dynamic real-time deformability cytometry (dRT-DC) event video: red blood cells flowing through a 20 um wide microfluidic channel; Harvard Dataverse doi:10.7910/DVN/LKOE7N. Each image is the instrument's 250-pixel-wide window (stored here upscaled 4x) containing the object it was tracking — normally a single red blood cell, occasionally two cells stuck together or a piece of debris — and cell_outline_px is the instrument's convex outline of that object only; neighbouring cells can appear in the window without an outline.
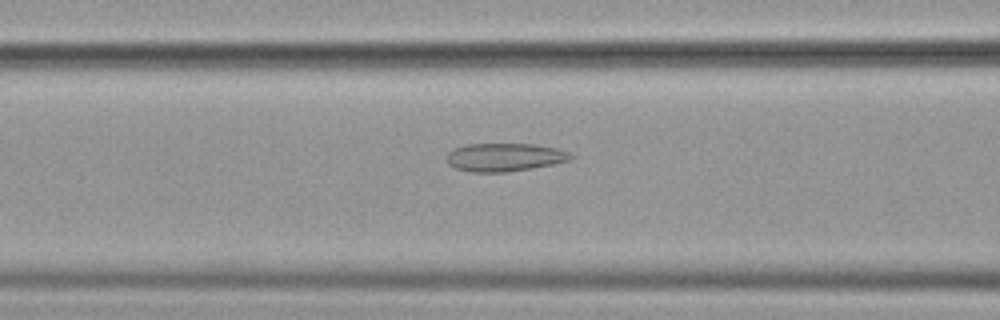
{"species": "common noctule bat (a hibernating species)", "species_latin": "Nyctalus noctula", "temperature_condition": "cold", "stored_images_in_passage": 47, "camera_frame_rate_fps": 3000, "um_per_image_px": 0.085, "animal": {"sex": "female", "body_mass_g": 19.9}, "frame": {"image": 1, "passage_image": 14, "time_ms": 4.333, "image_size_px": [1000, 320], "cell_outline_px": [[572, 160], [556, 164], [532, 168], [504, 172], [472, 172], [456, 168], [448, 164], [448, 152], [456, 148], [468, 144], [532, 144], [556, 148], [568, 152], [572, 156]], "centroid_in_image_um": [42.92, 13.37], "position_along_channel_um": 123.7, "area_um2": 20.23}}
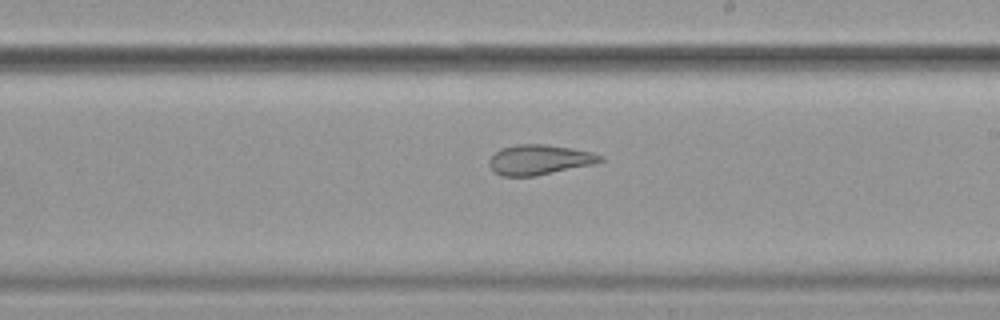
{"frame": {"image": 2, "passage_image": 24, "time_ms": 7.667, "image_size_px": [1000, 320], "cell_outline_px": [[604, 160], [596, 164], [536, 176], [500, 176], [488, 164], [488, 160], [500, 148], [516, 144], [544, 144], [592, 152], [604, 156]], "centroid_in_image_um": [45.86, 13.58], "position_along_channel_um": 243.1, "area_um2": 19.54}}
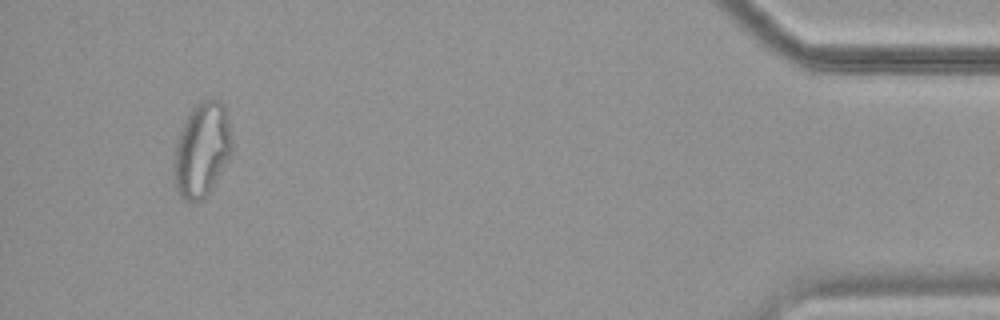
{"frame": {"image": 3, "passage_image": 44, "time_ms": 14.333, "image_size_px": [1000, 320], "cell_outline_px": [[232, 152], [208, 192], [200, 200], [188, 200], [180, 196], [176, 188], [176, 144], [180, 132], [192, 108], [200, 100], [220, 100], [224, 104], [228, 120], [232, 140]], "centroid_in_image_um": [17.2, 12.67], "position_along_channel_um": 418.0, "area_um2": 30.69}, "authors_computed_cell_mechanics": {"area_um2": 22.831, "velocity_mm_per_s": 3.5951, "shape_relaxation_time_tau1_ms": null, "shape_relaxation_time_tau2_ms": 2.0511, "deformation_change_tau1": null, "deformation_change_tau2": 0.1039}}